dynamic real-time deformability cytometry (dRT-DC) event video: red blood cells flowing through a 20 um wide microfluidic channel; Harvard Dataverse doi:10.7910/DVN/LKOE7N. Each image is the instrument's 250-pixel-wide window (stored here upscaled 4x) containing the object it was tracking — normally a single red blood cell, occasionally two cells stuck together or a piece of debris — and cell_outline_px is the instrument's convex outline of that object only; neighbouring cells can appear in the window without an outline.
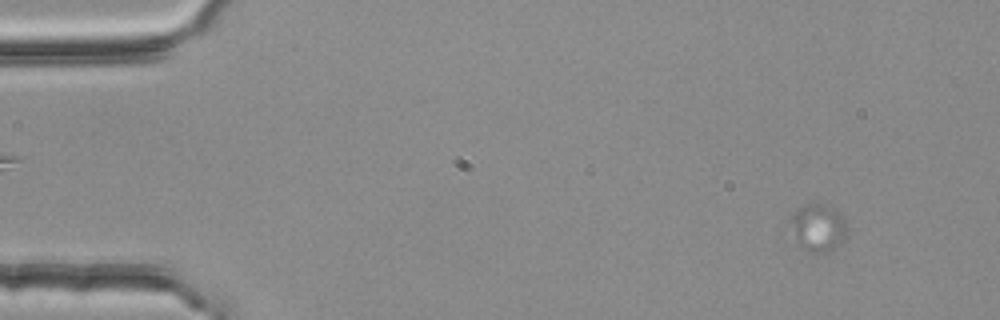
{"species": "common noctule bat (a hibernating species)", "species_latin": "Nyctalus noctula", "temperature_condition": "room temperature", "stored_images_in_passage": 4, "camera_frame_rate_fps": 3000, "um_per_image_px": 0.085, "animal": {"sex": "female", "body_mass_g": 25.1}, "frame": {"image": 1, "passage_image": 1, "time_ms": 0.0, "image_size_px": [1000, 320], "cell_outline_px": [[848, 236], [836, 248], [828, 252], [808, 252], [800, 244], [784, 224], [784, 220], [792, 212], [804, 204], [820, 204], [836, 208], [844, 216], [848, 224]], "centroid_in_image_um": [69.5, 19.32], "position_along_channel_um": 15.5, "area_um2": 16.7}}